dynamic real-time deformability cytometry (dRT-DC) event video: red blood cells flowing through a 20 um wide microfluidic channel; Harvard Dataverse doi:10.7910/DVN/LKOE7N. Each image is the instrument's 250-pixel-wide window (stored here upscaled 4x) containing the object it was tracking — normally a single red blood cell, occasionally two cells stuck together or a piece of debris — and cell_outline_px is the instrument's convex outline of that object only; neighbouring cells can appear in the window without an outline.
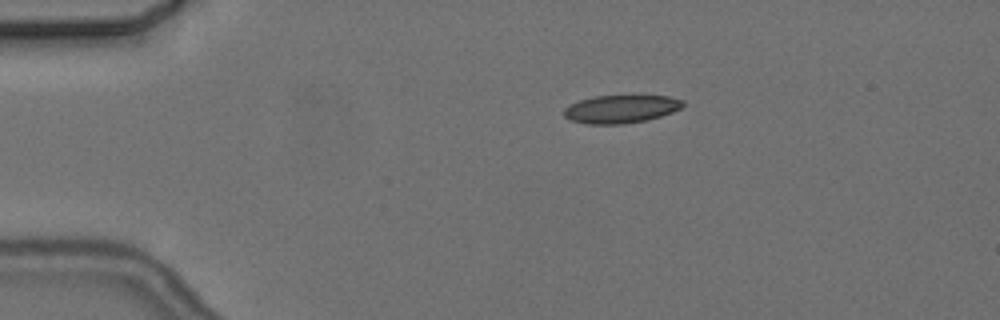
{"species": "common noctule bat (a hibernating species)", "species_latin": "Nyctalus noctula", "temperature_condition": "cold", "stored_images_in_passage": 5, "camera_frame_rate_fps": 3000, "um_per_image_px": 0.085, "animal": {"sex": "female", "body_mass_g": 24.6, "forearm_length_mm": 56.2}, "frame": {"image": 1, "passage_image": 2, "time_ms": 1.333, "image_size_px": [1000, 320], "cell_outline_px": [[684, 104], [680, 108], [672, 112], [648, 120], [624, 124], [584, 124], [568, 120], [564, 116], [564, 108], [580, 100], [596, 96], [668, 96], [684, 100]], "centroid_in_image_um": [52.76, 9.28], "position_along_channel_um": 32.2, "area_um2": 19.42}}
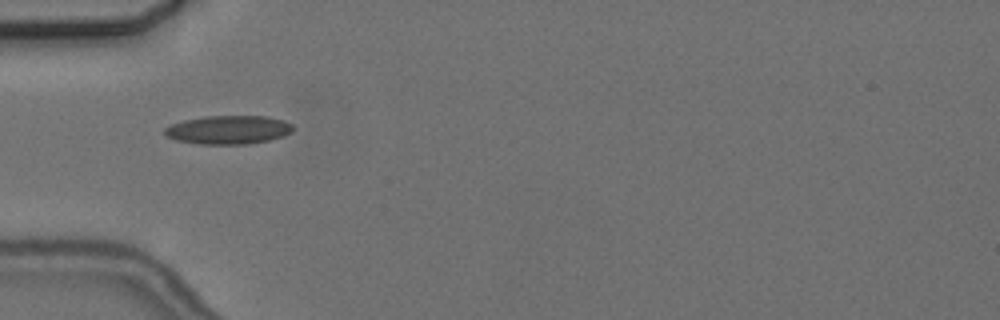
{"frame": {"image": 2, "passage_image": 4, "time_ms": 3.667, "image_size_px": [1000, 320], "cell_outline_px": [[296, 128], [292, 132], [284, 136], [268, 140], [248, 144], [200, 144], [176, 140], [164, 136], [164, 128], [172, 124], [184, 120], [204, 116], [268, 116], [284, 120], [292, 124]], "centroid_in_image_um": [19.44, 11.03], "position_along_channel_um": 65.6, "area_um2": 21.62}}
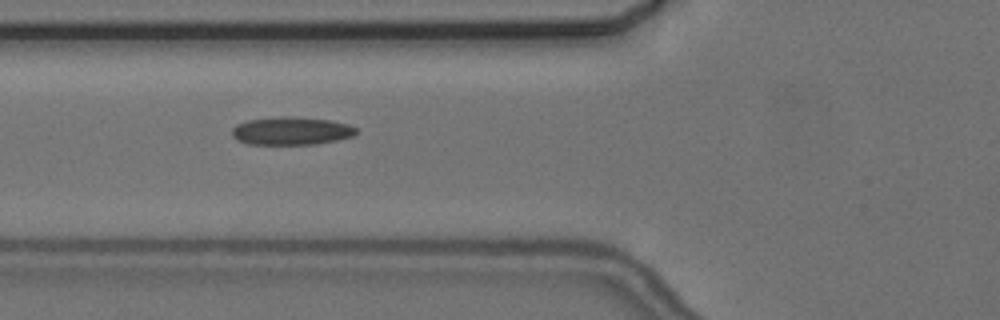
{"frame": {"image": 3, "passage_image": 5, "time_ms": 4.667, "image_size_px": [1000, 320], "cell_outline_px": [[356, 132], [352, 136], [336, 140], [316, 144], [248, 144], [236, 140], [232, 136], [232, 128], [236, 124], [248, 120], [280, 116], [288, 116], [328, 120], [348, 124], [356, 128]], "centroid_in_image_um": [24.71, 11.13], "position_along_channel_um": 101.1, "area_um2": 20.17}}